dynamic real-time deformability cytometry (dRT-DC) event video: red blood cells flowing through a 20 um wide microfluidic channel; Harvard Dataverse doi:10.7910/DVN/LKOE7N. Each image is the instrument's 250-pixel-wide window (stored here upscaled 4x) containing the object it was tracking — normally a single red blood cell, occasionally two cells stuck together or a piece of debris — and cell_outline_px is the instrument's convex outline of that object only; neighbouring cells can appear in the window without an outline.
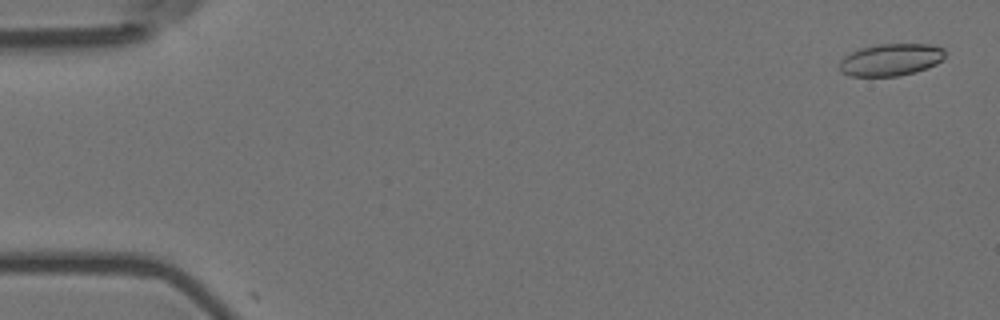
{"species": "Egyptian fruit bat (a non-hibernating species)", "species_latin": "Rousettus aegyptiacus", "temperature_condition": "room temperature", "stored_images_in_passage": 6, "segment_of_instrument_passage": [1, 2], "camera_frame_rate_fps": 3000, "um_per_image_px": 0.085, "animal": {"sex": "female"}, "frame": {"image": 1, "passage_image": 1, "time_ms": 0.0, "image_size_px": [1000, 320], "cell_outline_px": [[944, 60], [928, 68], [916, 72], [896, 76], [848, 76], [840, 72], [840, 60], [844, 56], [860, 48], [880, 44], [928, 44], [944, 48]], "centroid_in_image_um": [75.72, 5.08], "position_along_channel_um": 9.3, "area_um2": 19.88}}
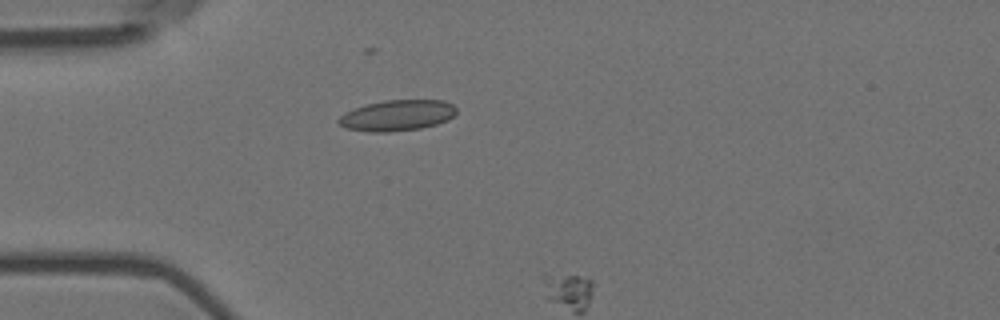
{"frame": {"image": 2, "passage_image": 5, "time_ms": 1.333, "image_size_px": [1000, 320], "cell_outline_px": [[456, 112], [448, 120], [436, 124], [420, 128], [388, 132], [368, 132], [344, 128], [336, 124], [336, 120], [344, 112], [368, 104], [384, 100], [444, 100], [452, 104], [456, 108]], "centroid_in_image_um": [33.71, 9.82], "position_along_channel_um": 51.3, "area_um2": 21.27}}